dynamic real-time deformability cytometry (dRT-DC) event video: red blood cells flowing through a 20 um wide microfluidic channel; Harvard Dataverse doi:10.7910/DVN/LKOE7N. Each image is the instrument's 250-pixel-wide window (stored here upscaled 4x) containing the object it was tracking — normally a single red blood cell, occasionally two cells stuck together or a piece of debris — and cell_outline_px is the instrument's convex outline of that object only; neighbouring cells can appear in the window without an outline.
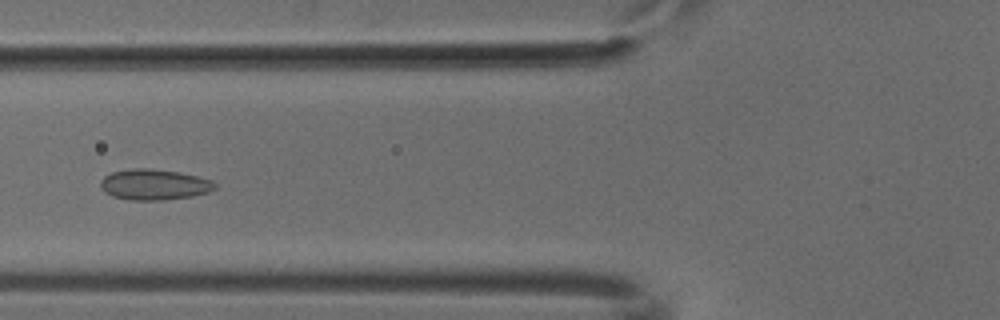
{"species": "common noctule bat (a hibernating species)", "species_latin": "Nyctalus noctula", "temperature_condition": "cold", "stored_images_in_passage": 33, "camera_frame_rate_fps": 3000, "um_per_image_px": 0.085, "animal": {"sex": "male", "body_mass_g": 18.8}, "frame": {"image": 1, "passage_image": 8, "time_ms": 2.333, "image_size_px": [1000, 320], "cell_outline_px": [[216, 188], [208, 192], [192, 196], [164, 200], [128, 200], [112, 196], [104, 192], [100, 184], [100, 180], [104, 176], [112, 172], [132, 168], [152, 168], [180, 172], [212, 180], [216, 184]], "centroid_in_image_um": [13.09, 15.68], "position_along_channel_um": 112.7, "area_um2": 20.63}}
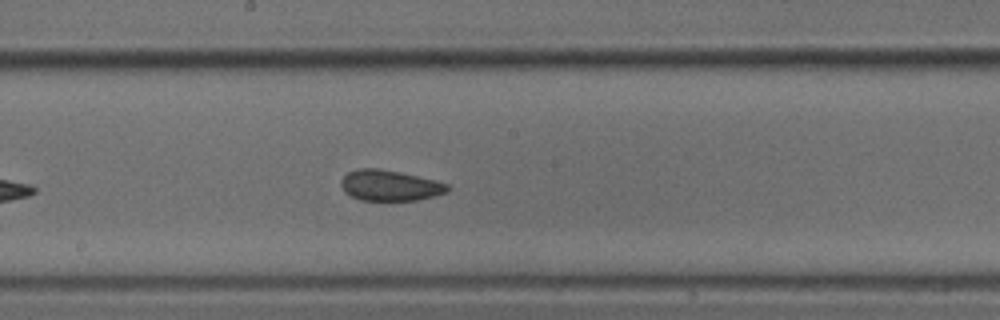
{"frame": {"image": 2, "passage_image": 16, "time_ms": 5.0, "image_size_px": [1000, 320], "cell_outline_px": [[452, 188], [448, 192], [416, 200], [360, 200], [344, 192], [340, 184], [340, 180], [348, 172], [360, 168], [376, 168], [400, 172], [436, 180], [448, 184]], "centroid_in_image_um": [33.14, 15.76], "position_along_channel_um": 215.1, "area_um2": 19.07}}
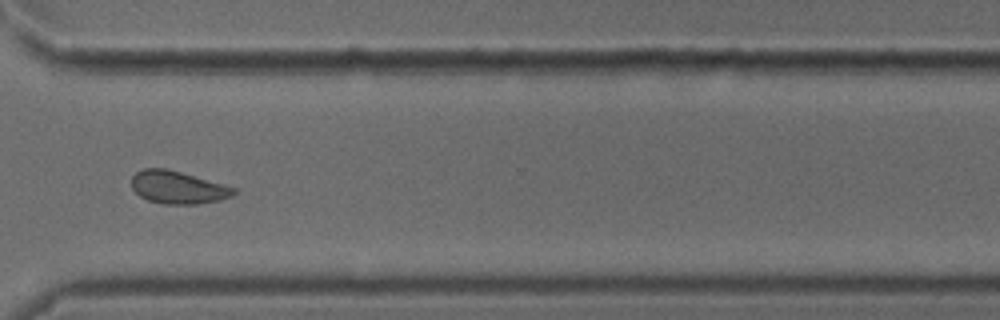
{"frame": {"image": 3, "passage_image": 27, "time_ms": 8.667, "image_size_px": [1000, 320], "cell_outline_px": [[236, 192], [232, 196], [220, 200], [196, 204], [164, 204], [148, 200], [140, 196], [132, 188], [132, 176], [136, 172], [144, 168], [164, 168], [180, 172], [224, 184], [236, 188]], "centroid_in_image_um": [15.12, 15.93], "position_along_channel_um": 355.5, "area_um2": 19.36}}